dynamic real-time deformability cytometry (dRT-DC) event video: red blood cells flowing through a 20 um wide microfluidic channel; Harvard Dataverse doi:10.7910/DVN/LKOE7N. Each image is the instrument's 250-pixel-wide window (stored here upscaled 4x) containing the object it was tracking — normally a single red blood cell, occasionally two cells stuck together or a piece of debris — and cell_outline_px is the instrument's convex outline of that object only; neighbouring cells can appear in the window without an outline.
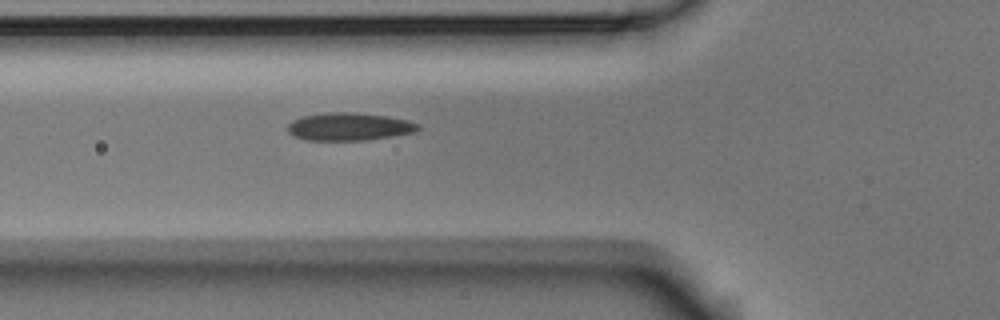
{"species": "Egyptian fruit bat (a non-hibernating species)", "species_latin": "Rousettus aegyptiacus", "temperature_condition": "room temperature", "stored_images_in_passage": 5, "camera_frame_rate_fps": 3000, "um_per_image_px": 0.085, "animal": {"sex": "male"}, "frame": {"image": 1, "passage_image": 5, "time_ms": 1.333, "image_size_px": [1000, 320], "cell_outline_px": [[420, 128], [412, 132], [364, 140], [308, 140], [296, 136], [288, 132], [288, 124], [292, 120], [304, 116], [324, 112], [356, 112], [388, 116], [408, 120], [420, 124]], "centroid_in_image_um": [29.66, 10.74], "position_along_channel_um": 96.1, "area_um2": 20.92}}